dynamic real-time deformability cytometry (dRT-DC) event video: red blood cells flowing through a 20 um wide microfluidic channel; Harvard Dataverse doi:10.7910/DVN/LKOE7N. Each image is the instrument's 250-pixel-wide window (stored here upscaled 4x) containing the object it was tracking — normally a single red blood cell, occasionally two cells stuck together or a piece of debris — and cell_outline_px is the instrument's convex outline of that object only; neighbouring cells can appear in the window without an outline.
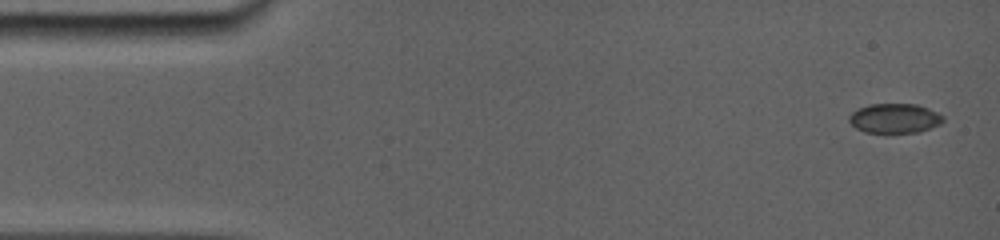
{"species": "common noctule bat (a hibernating species)", "species_latin": "Nyctalus noctula", "temperature_condition": "room temperature", "stored_images_in_passage": 28, "camera_frame_rate_fps": 5000, "um_per_image_px": 0.085, "animal": {"sex": "female", "body_mass_g": 19.0, "forearm_length_mm": 56.7}, "frame": {"image": 1, "passage_image": 1, "time_ms": 0.0, "image_size_px": [1000, 240], "cell_outline_px": [[940, 120], [936, 124], [928, 128], [916, 132], [868, 132], [856, 128], [848, 120], [852, 112], [868, 104], [916, 104], [928, 108], [936, 112], [940, 116]], "centroid_in_image_um": [75.96, 10.04], "position_along_channel_um": 9.0, "area_um2": 15.55}}
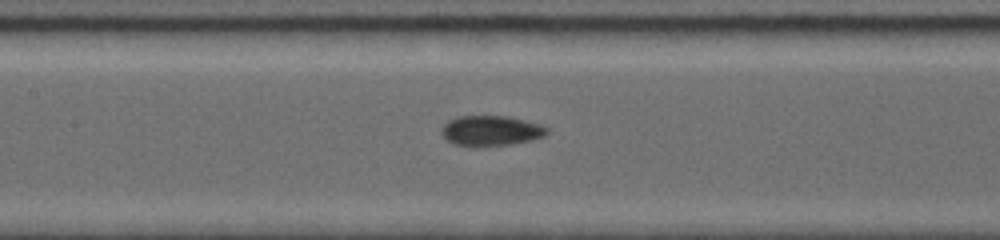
{"frame": {"image": 2, "passage_image": 16, "time_ms": 7.2, "image_size_px": [1000, 240], "cell_outline_px": [[548, 128], [540, 136], [528, 140], [504, 144], [460, 144], [448, 140], [444, 136], [444, 124], [448, 120], [460, 116], [504, 116], [536, 124]], "centroid_in_image_um": [41.68, 11.06], "position_along_channel_um": 165.7, "area_um2": 16.99}}
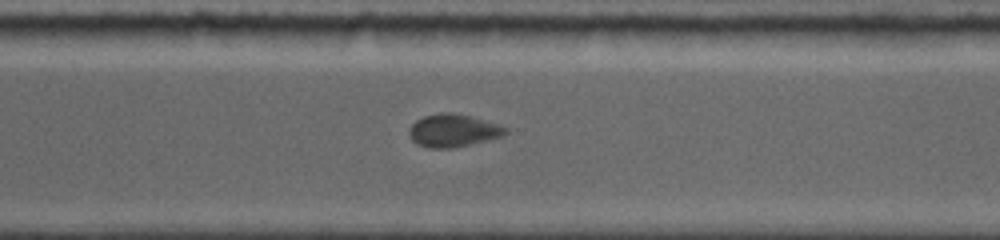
{"frame": {"image": 3, "passage_image": 28, "time_ms": 11.6, "image_size_px": [1000, 240], "cell_outline_px": [[508, 132], [500, 136], [488, 140], [452, 148], [428, 148], [416, 144], [412, 140], [408, 132], [408, 128], [416, 120], [424, 116], [444, 112], [452, 112], [472, 116], [500, 124], [508, 128]], "centroid_in_image_um": [38.51, 11.09], "position_along_channel_um": 332.1, "area_um2": 18.55}}